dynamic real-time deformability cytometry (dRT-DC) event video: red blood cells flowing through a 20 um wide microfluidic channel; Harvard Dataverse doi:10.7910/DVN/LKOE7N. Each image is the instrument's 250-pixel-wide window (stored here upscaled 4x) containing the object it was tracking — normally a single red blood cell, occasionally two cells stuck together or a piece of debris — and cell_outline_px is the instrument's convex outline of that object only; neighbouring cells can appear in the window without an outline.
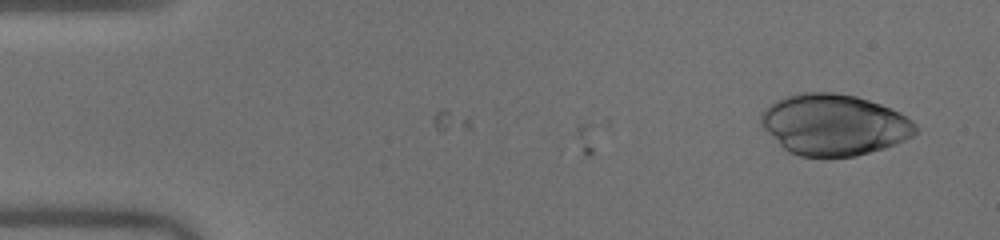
{"species": "human", "species_latin": "Homo sapiens", "temperature_condition": "warm", "stored_images_in_passage": 4, "camera_frame_rate_fps": 3000, "um_per_image_px": 0.085, "donor": {"sex": "male"}, "frame": {"image": 1, "passage_image": 4, "time_ms": 1.0, "image_size_px": [1000, 240], "cell_outline_px": [[916, 132], [912, 136], [896, 144], [884, 148], [856, 156], [800, 156], [788, 152], [760, 124], [760, 116], [764, 108], [768, 104], [784, 96], [800, 92], [836, 92], [856, 96], [880, 104], [900, 112], [912, 120], [916, 124]], "centroid_in_image_um": [70.88, 10.58], "position_along_channel_um": 14.1, "area_um2": 55.08}}